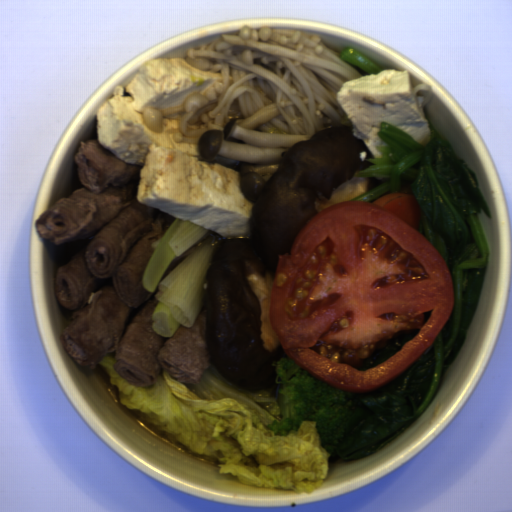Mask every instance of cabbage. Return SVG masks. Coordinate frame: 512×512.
Here are the masks:
<instances>
[{
	"label": "cabbage",
	"instance_id": "obj_1",
	"mask_svg": "<svg viewBox=\"0 0 512 512\" xmlns=\"http://www.w3.org/2000/svg\"><path fill=\"white\" fill-rule=\"evenodd\" d=\"M116 355L97 363L119 402L150 429L189 453L217 461L219 474L246 485L309 494L329 477L330 453L316 421H302L287 436L275 434L283 414L276 385L249 392L209 365L196 384L180 383L163 368L150 386L130 385L115 370Z\"/></svg>",
	"mask_w": 512,
	"mask_h": 512
}]
</instances>
